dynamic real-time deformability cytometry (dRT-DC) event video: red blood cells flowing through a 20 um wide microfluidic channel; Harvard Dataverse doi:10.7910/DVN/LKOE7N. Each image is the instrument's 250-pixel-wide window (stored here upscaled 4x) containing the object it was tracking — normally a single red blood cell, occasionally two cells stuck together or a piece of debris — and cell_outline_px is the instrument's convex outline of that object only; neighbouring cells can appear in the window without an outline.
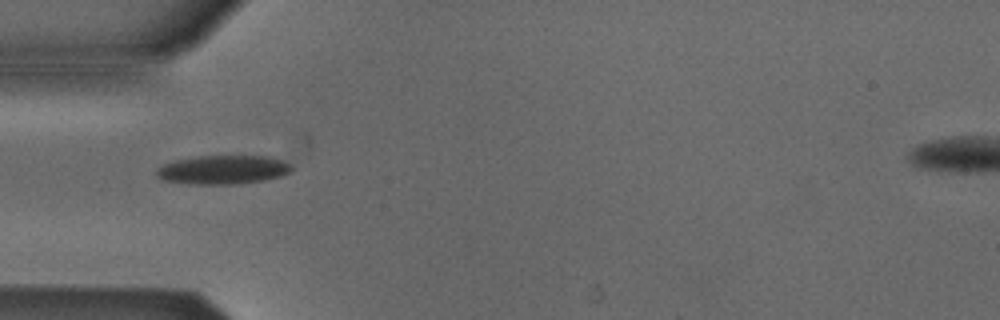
{"species": "Egyptian fruit bat (a non-hibernating species)", "species_latin": "Rousettus aegyptiacus", "temperature_condition": "cold", "stored_images_in_passage": 38, "camera_frame_rate_fps": 3000, "um_per_image_px": 0.085, "animal": {"sex": "male"}, "frame": {"image": 1, "passage_image": 1, "time_ms": 0.0, "image_size_px": [1000, 320], "cell_outline_px": [[292, 168], [288, 172], [280, 176], [264, 180], [236, 184], [188, 184], [164, 180], [156, 172], [164, 164], [176, 160], [200, 156], [268, 156], [280, 160], [288, 164]], "centroid_in_image_um": [18.96, 14.43], "position_along_channel_um": 66.0, "area_um2": 22.25}}
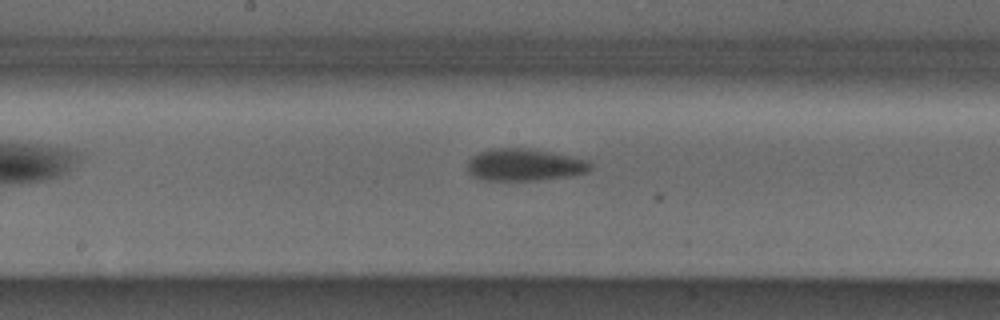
{"frame": {"image": 2, "passage_image": 12, "time_ms": 3.667, "image_size_px": [1000, 320], "cell_outline_px": [[592, 168], [584, 172], [568, 176], [532, 180], [488, 180], [476, 176], [468, 172], [468, 160], [472, 156], [480, 152], [492, 148], [524, 148], [588, 160], [592, 164]], "centroid_in_image_um": [44.55, 14.01], "position_along_channel_um": 203.7, "area_um2": 22.37}}
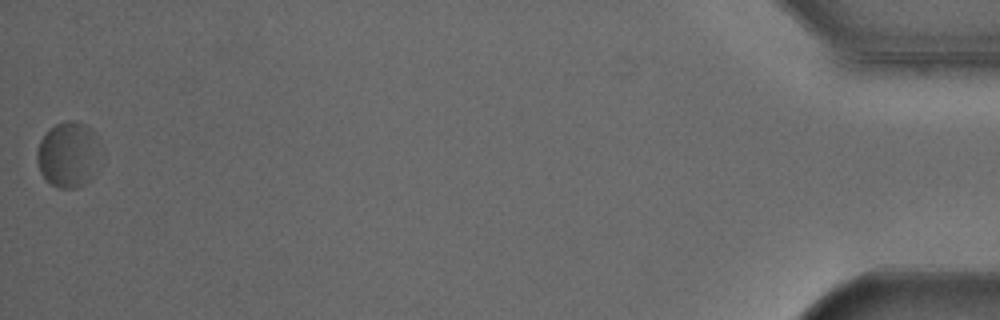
{"frame": {"image": 3, "passage_image": 38, "time_ms": 12.333, "image_size_px": [1000, 320], "cell_outline_px": [[104, 164], [100, 172], [92, 180], [76, 188], [60, 188], [52, 184], [40, 172], [36, 156], [36, 152], [40, 140], [48, 128], [56, 124], [72, 120], [84, 124], [92, 128], [96, 132], [104, 148]], "centroid_in_image_um": [5.97, 13.14], "position_along_channel_um": 429.2, "area_um2": 25.89}, "authors_computed_cell_mechanics": {"area_um2": 22.3975, "velocity_mm_per_s": 3.7699, "shape_relaxation_time_tau1_ms": 2.2469, "shape_relaxation_time_tau2_ms": 1.109, "deformation_change_tau1": 0.0787, "deformation_change_tau2": 0.0521}}